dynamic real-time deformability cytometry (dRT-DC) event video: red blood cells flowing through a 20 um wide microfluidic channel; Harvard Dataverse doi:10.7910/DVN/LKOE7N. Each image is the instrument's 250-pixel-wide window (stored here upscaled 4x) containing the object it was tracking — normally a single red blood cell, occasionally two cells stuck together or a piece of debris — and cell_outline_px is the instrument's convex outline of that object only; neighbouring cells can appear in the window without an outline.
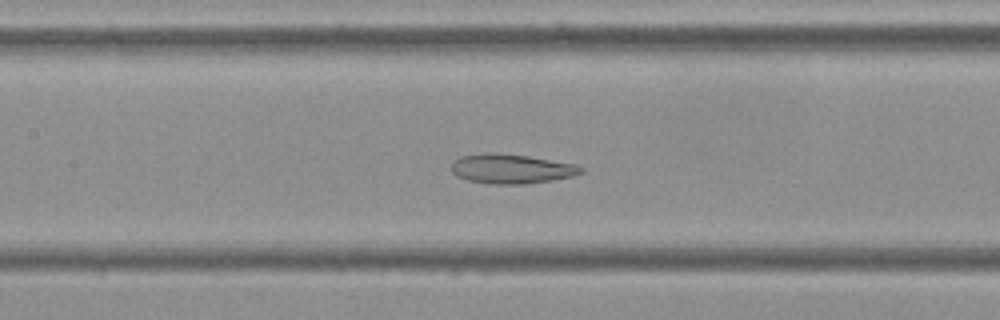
{"species": "Egyptian fruit bat (a non-hibernating species)", "species_latin": "Rousettus aegyptiacus", "temperature_condition": "cold", "stored_images_in_passage": 56, "camera_frame_rate_fps": 3000, "um_per_image_px": 0.085, "frame": {"image": 1, "passage_image": 26, "time_ms": 8.333, "image_size_px": [1000, 320], "cell_outline_px": [[584, 172], [572, 176], [552, 180], [524, 184], [488, 184], [468, 180], [456, 176], [452, 172], [452, 164], [460, 156], [484, 152], [496, 152], [528, 156], [576, 164], [584, 168]], "centroid_in_image_um": [43.46, 14.34], "position_along_channel_um": 163.9, "area_um2": 22.43}}
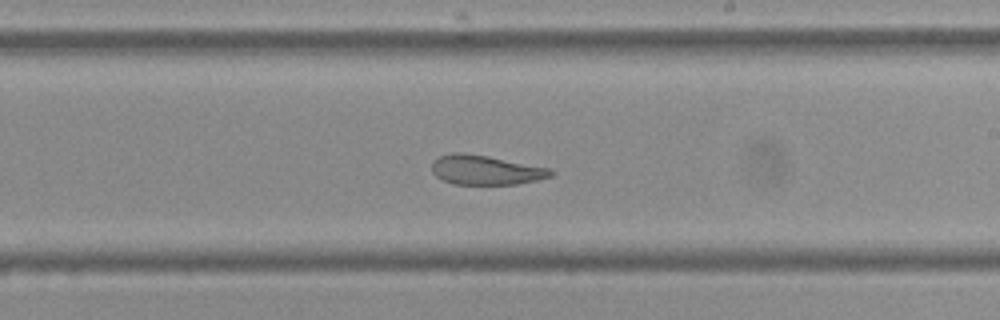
{"frame": {"image": 2, "passage_image": 33, "time_ms": 10.667, "image_size_px": [1000, 320], "cell_outline_px": [[556, 172], [552, 176], [536, 180], [516, 184], [452, 184], [436, 176], [432, 172], [432, 160], [440, 156], [452, 152], [460, 152], [488, 156], [548, 168]], "centroid_in_image_um": [41.25, 14.45], "position_along_channel_um": 247.7, "area_um2": 20.35}}
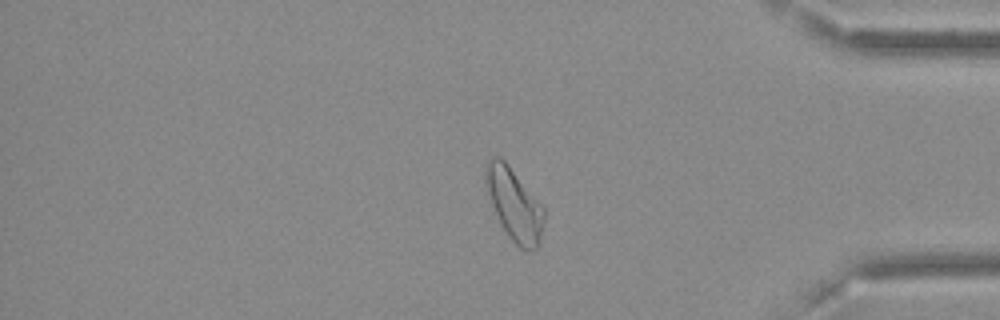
{"frame": {"image": 3, "passage_image": 47, "time_ms": 15.333, "image_size_px": [1000, 320], "cell_outline_px": [[544, 220], [540, 244], [536, 248], [528, 252], [520, 248], [508, 236], [500, 224], [492, 204], [484, 180], [484, 168], [488, 160], [492, 156], [500, 156], [508, 164], [544, 208]], "centroid_in_image_um": [43.7, 17.38], "position_along_channel_um": 391.5, "area_um2": 24.51}, "authors_computed_cell_mechanics": {"area_um2": 26.0678, "velocity_mm_per_s": 3.6083, "shape_relaxation_time_tau1_ms": null, "shape_relaxation_time_tau2_ms": 2.9935, "deformation_change_tau1": null, "deformation_change_tau2": 0.1032}}